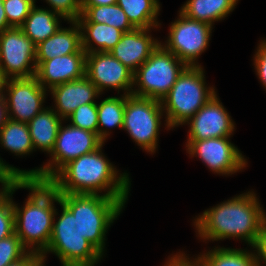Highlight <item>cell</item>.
<instances>
[{
    "label": "cell",
    "instance_id": "obj_1",
    "mask_svg": "<svg viewBox=\"0 0 266 266\" xmlns=\"http://www.w3.org/2000/svg\"><path fill=\"white\" fill-rule=\"evenodd\" d=\"M102 147L68 162L48 183L59 194H99L106 190L104 196L128 200L129 175L118 173L103 155Z\"/></svg>",
    "mask_w": 266,
    "mask_h": 266
},
{
    "label": "cell",
    "instance_id": "obj_2",
    "mask_svg": "<svg viewBox=\"0 0 266 266\" xmlns=\"http://www.w3.org/2000/svg\"><path fill=\"white\" fill-rule=\"evenodd\" d=\"M258 200L248 191L205 210L193 222L198 236L204 241L240 238L253 247L266 219Z\"/></svg>",
    "mask_w": 266,
    "mask_h": 266
},
{
    "label": "cell",
    "instance_id": "obj_3",
    "mask_svg": "<svg viewBox=\"0 0 266 266\" xmlns=\"http://www.w3.org/2000/svg\"><path fill=\"white\" fill-rule=\"evenodd\" d=\"M23 188L29 189L28 198L21 209L12 200L15 234L29 251L42 254L48 247L55 216L54 202L59 203V193L48 183L34 179L23 180Z\"/></svg>",
    "mask_w": 266,
    "mask_h": 266
},
{
    "label": "cell",
    "instance_id": "obj_4",
    "mask_svg": "<svg viewBox=\"0 0 266 266\" xmlns=\"http://www.w3.org/2000/svg\"><path fill=\"white\" fill-rule=\"evenodd\" d=\"M59 199L79 220L81 235L104 255L106 233L127 200L103 194H59Z\"/></svg>",
    "mask_w": 266,
    "mask_h": 266
},
{
    "label": "cell",
    "instance_id": "obj_5",
    "mask_svg": "<svg viewBox=\"0 0 266 266\" xmlns=\"http://www.w3.org/2000/svg\"><path fill=\"white\" fill-rule=\"evenodd\" d=\"M215 94L213 87L206 86L201 65L187 66L161 100L163 112L166 113V128L184 125Z\"/></svg>",
    "mask_w": 266,
    "mask_h": 266
},
{
    "label": "cell",
    "instance_id": "obj_6",
    "mask_svg": "<svg viewBox=\"0 0 266 266\" xmlns=\"http://www.w3.org/2000/svg\"><path fill=\"white\" fill-rule=\"evenodd\" d=\"M61 216L53 222L51 239L47 249L41 254L45 263L46 254L55 253L62 266H94L102 254L80 233L79 220L60 201Z\"/></svg>",
    "mask_w": 266,
    "mask_h": 266
},
{
    "label": "cell",
    "instance_id": "obj_7",
    "mask_svg": "<svg viewBox=\"0 0 266 266\" xmlns=\"http://www.w3.org/2000/svg\"><path fill=\"white\" fill-rule=\"evenodd\" d=\"M187 65L160 44L133 73L132 94L161 101Z\"/></svg>",
    "mask_w": 266,
    "mask_h": 266
},
{
    "label": "cell",
    "instance_id": "obj_8",
    "mask_svg": "<svg viewBox=\"0 0 266 266\" xmlns=\"http://www.w3.org/2000/svg\"><path fill=\"white\" fill-rule=\"evenodd\" d=\"M104 145L97 133L67 124L59 127L51 155L44 166L28 171V179L48 182L64 165L78 157L94 152Z\"/></svg>",
    "mask_w": 266,
    "mask_h": 266
},
{
    "label": "cell",
    "instance_id": "obj_9",
    "mask_svg": "<svg viewBox=\"0 0 266 266\" xmlns=\"http://www.w3.org/2000/svg\"><path fill=\"white\" fill-rule=\"evenodd\" d=\"M161 101L129 94L126 97L123 127L143 150L155 152L161 119Z\"/></svg>",
    "mask_w": 266,
    "mask_h": 266
},
{
    "label": "cell",
    "instance_id": "obj_10",
    "mask_svg": "<svg viewBox=\"0 0 266 266\" xmlns=\"http://www.w3.org/2000/svg\"><path fill=\"white\" fill-rule=\"evenodd\" d=\"M0 70L5 80L36 75V45L20 27L0 33Z\"/></svg>",
    "mask_w": 266,
    "mask_h": 266
},
{
    "label": "cell",
    "instance_id": "obj_11",
    "mask_svg": "<svg viewBox=\"0 0 266 266\" xmlns=\"http://www.w3.org/2000/svg\"><path fill=\"white\" fill-rule=\"evenodd\" d=\"M212 26L190 19L179 11V17L170 26L167 41L162 44L187 66H199L197 58L207 49Z\"/></svg>",
    "mask_w": 266,
    "mask_h": 266
},
{
    "label": "cell",
    "instance_id": "obj_12",
    "mask_svg": "<svg viewBox=\"0 0 266 266\" xmlns=\"http://www.w3.org/2000/svg\"><path fill=\"white\" fill-rule=\"evenodd\" d=\"M46 91L35 76L6 79L2 93L7 104L8 119L28 123L44 109L42 104Z\"/></svg>",
    "mask_w": 266,
    "mask_h": 266
},
{
    "label": "cell",
    "instance_id": "obj_13",
    "mask_svg": "<svg viewBox=\"0 0 266 266\" xmlns=\"http://www.w3.org/2000/svg\"><path fill=\"white\" fill-rule=\"evenodd\" d=\"M229 138L187 140V153L191 157L198 156L214 173L232 175L245 168L247 161Z\"/></svg>",
    "mask_w": 266,
    "mask_h": 266
},
{
    "label": "cell",
    "instance_id": "obj_14",
    "mask_svg": "<svg viewBox=\"0 0 266 266\" xmlns=\"http://www.w3.org/2000/svg\"><path fill=\"white\" fill-rule=\"evenodd\" d=\"M85 76L102 94L106 88L124 90L125 95L132 94L133 72L110 52H93L86 54Z\"/></svg>",
    "mask_w": 266,
    "mask_h": 266
},
{
    "label": "cell",
    "instance_id": "obj_15",
    "mask_svg": "<svg viewBox=\"0 0 266 266\" xmlns=\"http://www.w3.org/2000/svg\"><path fill=\"white\" fill-rule=\"evenodd\" d=\"M190 131L187 140L230 137L235 124L215 94L186 123Z\"/></svg>",
    "mask_w": 266,
    "mask_h": 266
},
{
    "label": "cell",
    "instance_id": "obj_16",
    "mask_svg": "<svg viewBox=\"0 0 266 266\" xmlns=\"http://www.w3.org/2000/svg\"><path fill=\"white\" fill-rule=\"evenodd\" d=\"M85 58L86 52L81 48L77 53L36 61L35 77L46 90L47 87L51 89L56 85L81 79L85 76Z\"/></svg>",
    "mask_w": 266,
    "mask_h": 266
},
{
    "label": "cell",
    "instance_id": "obj_17",
    "mask_svg": "<svg viewBox=\"0 0 266 266\" xmlns=\"http://www.w3.org/2000/svg\"><path fill=\"white\" fill-rule=\"evenodd\" d=\"M150 30L135 28L124 32L120 41L109 51L110 54L134 73L160 44L148 34Z\"/></svg>",
    "mask_w": 266,
    "mask_h": 266
},
{
    "label": "cell",
    "instance_id": "obj_18",
    "mask_svg": "<svg viewBox=\"0 0 266 266\" xmlns=\"http://www.w3.org/2000/svg\"><path fill=\"white\" fill-rule=\"evenodd\" d=\"M48 91L55 102L54 112L63 120H67L80 105L96 103L94 99L101 94L86 76L56 85Z\"/></svg>",
    "mask_w": 266,
    "mask_h": 266
},
{
    "label": "cell",
    "instance_id": "obj_19",
    "mask_svg": "<svg viewBox=\"0 0 266 266\" xmlns=\"http://www.w3.org/2000/svg\"><path fill=\"white\" fill-rule=\"evenodd\" d=\"M71 28H59L45 41L36 45V61H46L57 56L77 53L81 48V31L76 21Z\"/></svg>",
    "mask_w": 266,
    "mask_h": 266
},
{
    "label": "cell",
    "instance_id": "obj_20",
    "mask_svg": "<svg viewBox=\"0 0 266 266\" xmlns=\"http://www.w3.org/2000/svg\"><path fill=\"white\" fill-rule=\"evenodd\" d=\"M63 119L53 109L44 108L27 125L34 149H41L50 154L54 148L59 127Z\"/></svg>",
    "mask_w": 266,
    "mask_h": 266
},
{
    "label": "cell",
    "instance_id": "obj_21",
    "mask_svg": "<svg viewBox=\"0 0 266 266\" xmlns=\"http://www.w3.org/2000/svg\"><path fill=\"white\" fill-rule=\"evenodd\" d=\"M77 23L81 31V46L86 54L109 52L120 41L124 33L122 30L105 23ZM92 44H95L97 47H94Z\"/></svg>",
    "mask_w": 266,
    "mask_h": 266
},
{
    "label": "cell",
    "instance_id": "obj_22",
    "mask_svg": "<svg viewBox=\"0 0 266 266\" xmlns=\"http://www.w3.org/2000/svg\"><path fill=\"white\" fill-rule=\"evenodd\" d=\"M59 18L64 19L50 9L38 8L34 5L20 28L35 45H38L58 31Z\"/></svg>",
    "mask_w": 266,
    "mask_h": 266
},
{
    "label": "cell",
    "instance_id": "obj_23",
    "mask_svg": "<svg viewBox=\"0 0 266 266\" xmlns=\"http://www.w3.org/2000/svg\"><path fill=\"white\" fill-rule=\"evenodd\" d=\"M238 0H187L180 12L186 17L213 26L232 12Z\"/></svg>",
    "mask_w": 266,
    "mask_h": 266
},
{
    "label": "cell",
    "instance_id": "obj_24",
    "mask_svg": "<svg viewBox=\"0 0 266 266\" xmlns=\"http://www.w3.org/2000/svg\"><path fill=\"white\" fill-rule=\"evenodd\" d=\"M117 4L135 28L160 27V23L157 21L160 11L159 0H117Z\"/></svg>",
    "mask_w": 266,
    "mask_h": 266
},
{
    "label": "cell",
    "instance_id": "obj_25",
    "mask_svg": "<svg viewBox=\"0 0 266 266\" xmlns=\"http://www.w3.org/2000/svg\"><path fill=\"white\" fill-rule=\"evenodd\" d=\"M197 259L203 266H259L255 252L234 248L215 247Z\"/></svg>",
    "mask_w": 266,
    "mask_h": 266
},
{
    "label": "cell",
    "instance_id": "obj_26",
    "mask_svg": "<svg viewBox=\"0 0 266 266\" xmlns=\"http://www.w3.org/2000/svg\"><path fill=\"white\" fill-rule=\"evenodd\" d=\"M76 22L105 23L123 32H130L135 29L117 3L113 5L90 6L78 17Z\"/></svg>",
    "mask_w": 266,
    "mask_h": 266
},
{
    "label": "cell",
    "instance_id": "obj_27",
    "mask_svg": "<svg viewBox=\"0 0 266 266\" xmlns=\"http://www.w3.org/2000/svg\"><path fill=\"white\" fill-rule=\"evenodd\" d=\"M0 144L16 156L35 151L27 123L11 119L0 129Z\"/></svg>",
    "mask_w": 266,
    "mask_h": 266
},
{
    "label": "cell",
    "instance_id": "obj_28",
    "mask_svg": "<svg viewBox=\"0 0 266 266\" xmlns=\"http://www.w3.org/2000/svg\"><path fill=\"white\" fill-rule=\"evenodd\" d=\"M122 96V97H121ZM120 97H107L97 104L98 113V136L104 142L110 135L107 128L123 127L124 110L127 95ZM101 127V128H100ZM105 127V128H103Z\"/></svg>",
    "mask_w": 266,
    "mask_h": 266
},
{
    "label": "cell",
    "instance_id": "obj_29",
    "mask_svg": "<svg viewBox=\"0 0 266 266\" xmlns=\"http://www.w3.org/2000/svg\"><path fill=\"white\" fill-rule=\"evenodd\" d=\"M23 188V180H8L0 189V240L15 233L12 194Z\"/></svg>",
    "mask_w": 266,
    "mask_h": 266
},
{
    "label": "cell",
    "instance_id": "obj_30",
    "mask_svg": "<svg viewBox=\"0 0 266 266\" xmlns=\"http://www.w3.org/2000/svg\"><path fill=\"white\" fill-rule=\"evenodd\" d=\"M67 119L72 126L98 134L97 103L80 105Z\"/></svg>",
    "mask_w": 266,
    "mask_h": 266
},
{
    "label": "cell",
    "instance_id": "obj_31",
    "mask_svg": "<svg viewBox=\"0 0 266 266\" xmlns=\"http://www.w3.org/2000/svg\"><path fill=\"white\" fill-rule=\"evenodd\" d=\"M36 0H3L5 15L11 27H20Z\"/></svg>",
    "mask_w": 266,
    "mask_h": 266
},
{
    "label": "cell",
    "instance_id": "obj_32",
    "mask_svg": "<svg viewBox=\"0 0 266 266\" xmlns=\"http://www.w3.org/2000/svg\"><path fill=\"white\" fill-rule=\"evenodd\" d=\"M29 251L21 244L20 238L14 233L0 240V266L19 261Z\"/></svg>",
    "mask_w": 266,
    "mask_h": 266
},
{
    "label": "cell",
    "instance_id": "obj_33",
    "mask_svg": "<svg viewBox=\"0 0 266 266\" xmlns=\"http://www.w3.org/2000/svg\"><path fill=\"white\" fill-rule=\"evenodd\" d=\"M51 10L66 21H76L82 14V0H46Z\"/></svg>",
    "mask_w": 266,
    "mask_h": 266
},
{
    "label": "cell",
    "instance_id": "obj_34",
    "mask_svg": "<svg viewBox=\"0 0 266 266\" xmlns=\"http://www.w3.org/2000/svg\"><path fill=\"white\" fill-rule=\"evenodd\" d=\"M254 67L260 82L266 90V39L261 40L254 55Z\"/></svg>",
    "mask_w": 266,
    "mask_h": 266
},
{
    "label": "cell",
    "instance_id": "obj_35",
    "mask_svg": "<svg viewBox=\"0 0 266 266\" xmlns=\"http://www.w3.org/2000/svg\"><path fill=\"white\" fill-rule=\"evenodd\" d=\"M26 179H28V170H20L16 167L10 166L0 158V183L2 186H4L8 180Z\"/></svg>",
    "mask_w": 266,
    "mask_h": 266
},
{
    "label": "cell",
    "instance_id": "obj_36",
    "mask_svg": "<svg viewBox=\"0 0 266 266\" xmlns=\"http://www.w3.org/2000/svg\"><path fill=\"white\" fill-rule=\"evenodd\" d=\"M253 251H256V257H257V262L259 266H261V262L266 264V219L264 220L260 233L258 234V239L253 246Z\"/></svg>",
    "mask_w": 266,
    "mask_h": 266
},
{
    "label": "cell",
    "instance_id": "obj_37",
    "mask_svg": "<svg viewBox=\"0 0 266 266\" xmlns=\"http://www.w3.org/2000/svg\"><path fill=\"white\" fill-rule=\"evenodd\" d=\"M164 266H203L201 262L195 258L193 261L192 259L188 258L186 254L183 252L176 255H173L172 257L168 258L166 264Z\"/></svg>",
    "mask_w": 266,
    "mask_h": 266
},
{
    "label": "cell",
    "instance_id": "obj_38",
    "mask_svg": "<svg viewBox=\"0 0 266 266\" xmlns=\"http://www.w3.org/2000/svg\"><path fill=\"white\" fill-rule=\"evenodd\" d=\"M42 263L43 262H42L41 254H38L36 252H28L19 261H16L6 266H41Z\"/></svg>",
    "mask_w": 266,
    "mask_h": 266
},
{
    "label": "cell",
    "instance_id": "obj_39",
    "mask_svg": "<svg viewBox=\"0 0 266 266\" xmlns=\"http://www.w3.org/2000/svg\"><path fill=\"white\" fill-rule=\"evenodd\" d=\"M117 0H82V13L90 6L113 5Z\"/></svg>",
    "mask_w": 266,
    "mask_h": 266
},
{
    "label": "cell",
    "instance_id": "obj_40",
    "mask_svg": "<svg viewBox=\"0 0 266 266\" xmlns=\"http://www.w3.org/2000/svg\"><path fill=\"white\" fill-rule=\"evenodd\" d=\"M8 120L7 104L5 97L0 94V129L6 124Z\"/></svg>",
    "mask_w": 266,
    "mask_h": 266
},
{
    "label": "cell",
    "instance_id": "obj_41",
    "mask_svg": "<svg viewBox=\"0 0 266 266\" xmlns=\"http://www.w3.org/2000/svg\"><path fill=\"white\" fill-rule=\"evenodd\" d=\"M9 28H11V26L8 24V21L5 15L3 0H0V33H2L4 30L9 29Z\"/></svg>",
    "mask_w": 266,
    "mask_h": 266
},
{
    "label": "cell",
    "instance_id": "obj_42",
    "mask_svg": "<svg viewBox=\"0 0 266 266\" xmlns=\"http://www.w3.org/2000/svg\"><path fill=\"white\" fill-rule=\"evenodd\" d=\"M4 81H5V79L3 78L2 74H1V70H0V94H2V92H3Z\"/></svg>",
    "mask_w": 266,
    "mask_h": 266
}]
</instances>
